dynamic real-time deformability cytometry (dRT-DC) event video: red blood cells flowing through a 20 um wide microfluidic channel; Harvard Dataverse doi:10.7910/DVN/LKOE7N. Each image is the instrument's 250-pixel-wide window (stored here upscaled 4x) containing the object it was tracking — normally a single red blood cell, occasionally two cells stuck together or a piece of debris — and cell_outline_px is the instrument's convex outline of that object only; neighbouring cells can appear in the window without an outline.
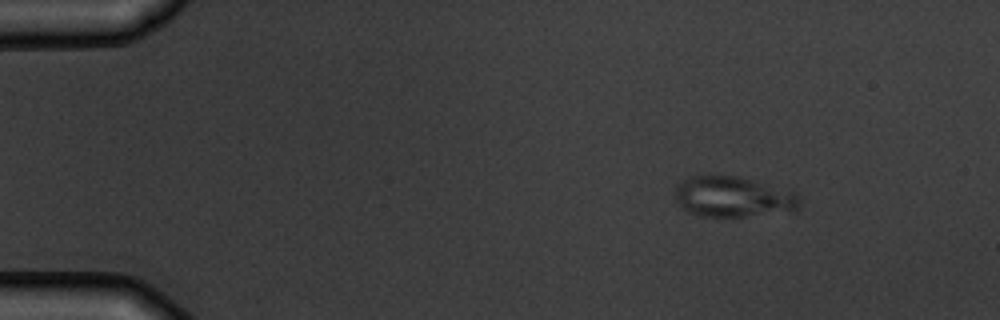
{"species": "common noctule bat (a hibernating species)", "species_latin": "Nyctalus noctula", "temperature_condition": "warm", "stored_images_in_passage": 4, "camera_frame_rate_fps": 3000, "um_per_image_px": 0.085, "animal": {"sex": "male", "body_mass_g": 19.5, "forearm_length_mm": 54.6}, "frame": {"image": 1, "passage_image": 2, "time_ms": 1.333, "image_size_px": [1000, 320], "cell_outline_px": [[800, 204], [796, 212], [744, 216], [700, 216], [688, 212], [676, 200], [676, 184], [692, 176], [740, 176], [792, 192], [800, 200]], "centroid_in_image_um": [62.33, 16.75], "position_along_channel_um": 22.7, "area_um2": 29.19}}